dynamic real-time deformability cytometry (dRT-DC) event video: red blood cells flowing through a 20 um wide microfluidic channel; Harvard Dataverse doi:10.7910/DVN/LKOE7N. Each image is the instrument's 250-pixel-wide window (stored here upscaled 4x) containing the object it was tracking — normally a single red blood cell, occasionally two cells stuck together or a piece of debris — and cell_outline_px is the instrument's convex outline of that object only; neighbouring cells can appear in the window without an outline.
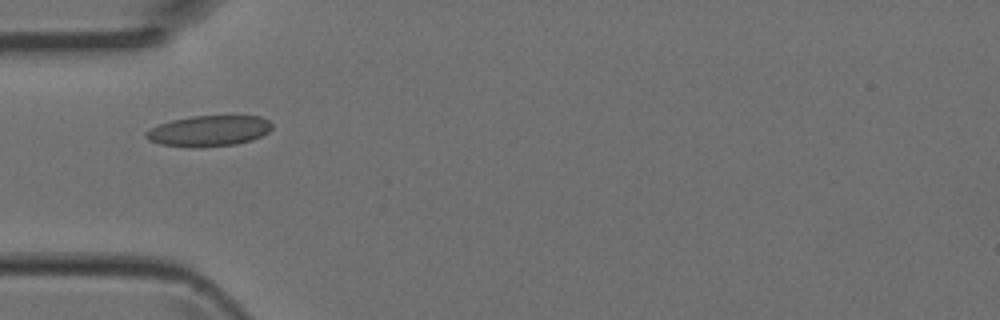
{"species": "Egyptian fruit bat (a non-hibernating species)", "species_latin": "Rousettus aegyptiacus", "temperature_condition": "room temperature", "stored_images_in_passage": 4, "camera_frame_rate_fps": 3000, "um_per_image_px": 0.085, "animal": {"sex": "female"}, "frame": {"image": 1, "passage_image": 4, "time_ms": 1.0, "image_size_px": [1000, 320], "cell_outline_px": [[272, 128], [268, 132], [252, 140], [236, 144], [200, 148], [192, 148], [160, 144], [148, 140], [144, 136], [144, 132], [160, 124], [172, 120], [192, 116], [260, 116], [268, 120], [272, 124]], "centroid_in_image_um": [17.74, 11.14], "position_along_channel_um": 67.3, "area_um2": 22.72}}